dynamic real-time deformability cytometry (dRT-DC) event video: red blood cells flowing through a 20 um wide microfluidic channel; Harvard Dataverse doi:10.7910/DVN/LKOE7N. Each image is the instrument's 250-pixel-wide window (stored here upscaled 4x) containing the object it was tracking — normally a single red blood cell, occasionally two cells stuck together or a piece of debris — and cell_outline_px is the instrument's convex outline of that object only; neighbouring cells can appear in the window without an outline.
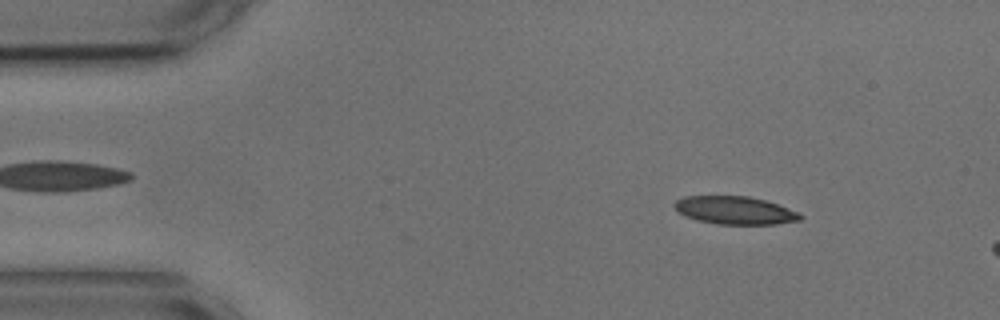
{"species": "common noctule bat (a hibernating species)", "species_latin": "Nyctalus noctula", "temperature_condition": "cold", "stored_images_in_passage": 12, "camera_frame_rate_fps": 3000, "um_per_image_px": 0.085, "animal": {"sex": "male", "body_mass_g": 17.9, "forearm_length_mm": 54.2}, "frame": {"image": 1, "passage_image": 6, "time_ms": 1.667, "image_size_px": [1000, 320], "cell_outline_px": [[804, 216], [800, 220], [776, 224], [716, 224], [696, 220], [684, 216], [672, 204], [676, 200], [684, 196], [748, 196], [764, 200], [800, 212]], "centroid_in_image_um": [62.46, 17.88], "position_along_channel_um": 22.5, "area_um2": 20.52}}